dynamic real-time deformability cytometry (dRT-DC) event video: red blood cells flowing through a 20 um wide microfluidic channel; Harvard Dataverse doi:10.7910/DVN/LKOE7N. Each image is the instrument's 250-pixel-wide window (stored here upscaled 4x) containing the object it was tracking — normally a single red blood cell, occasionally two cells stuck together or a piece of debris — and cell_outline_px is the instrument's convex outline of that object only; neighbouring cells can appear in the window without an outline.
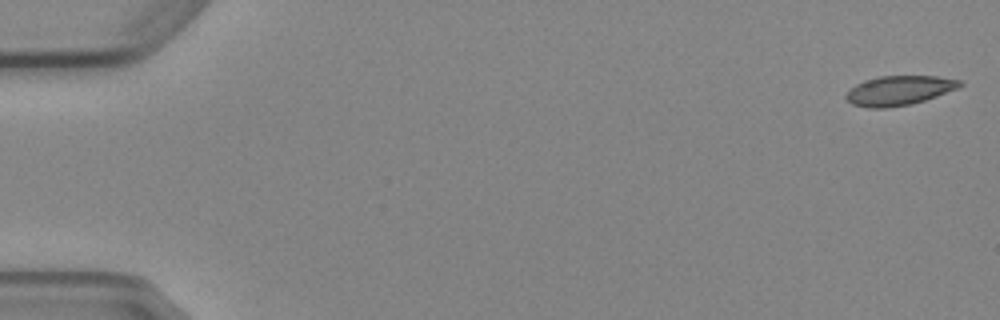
{"species": "Egyptian fruit bat (a non-hibernating species)", "species_latin": "Rousettus aegyptiacus", "temperature_condition": "cold", "stored_images_in_passage": 5, "camera_frame_rate_fps": 3000, "um_per_image_px": 0.085, "animal": {"sex": "female"}, "frame": {"image": 1, "passage_image": 1, "time_ms": 0.0, "image_size_px": [1000, 320], "cell_outline_px": [[964, 84], [960, 88], [924, 100], [908, 104], [884, 108], [868, 108], [852, 104], [844, 96], [856, 84], [864, 80], [880, 76], [936, 76], [960, 80]], "centroid_in_image_um": [76.44, 7.68], "position_along_channel_um": 8.6, "area_um2": 19.42}}